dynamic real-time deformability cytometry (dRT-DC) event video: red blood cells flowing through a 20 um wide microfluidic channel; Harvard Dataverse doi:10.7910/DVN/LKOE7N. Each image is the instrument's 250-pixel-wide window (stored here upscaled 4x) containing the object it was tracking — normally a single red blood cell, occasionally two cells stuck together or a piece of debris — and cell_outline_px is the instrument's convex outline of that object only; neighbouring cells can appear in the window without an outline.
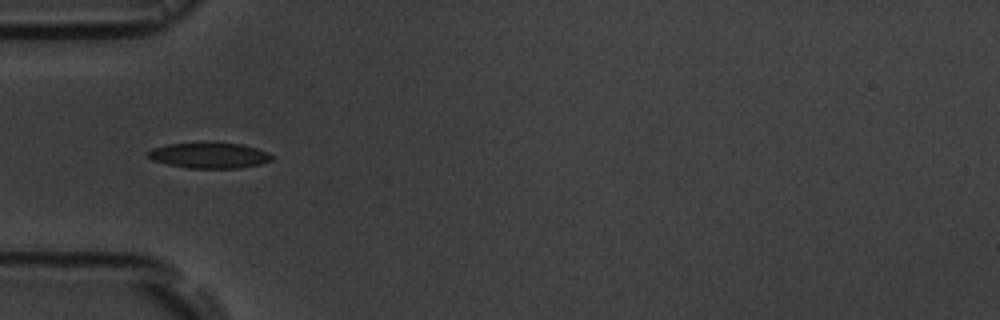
{"species": "common noctule bat (a hibernating species)", "species_latin": "Nyctalus noctula", "temperature_condition": "room temperature", "stored_images_in_passage": 7, "camera_frame_rate_fps": 3000, "um_per_image_px": 0.085, "animal": {"sex": "male", "body_mass_g": 19.5, "forearm_length_mm": 54.6}, "frame": {"image": 1, "passage_image": 4, "time_ms": 4.333, "image_size_px": [1000, 320], "cell_outline_px": [[272, 160], [260, 164], [240, 168], [188, 168], [168, 164], [152, 160], [148, 156], [148, 152], [152, 148], [168, 144], [240, 144], [256, 148], [268, 152], [272, 156]], "centroid_in_image_um": [17.8, 13.23], "position_along_channel_um": 67.2, "area_um2": 17.98}}
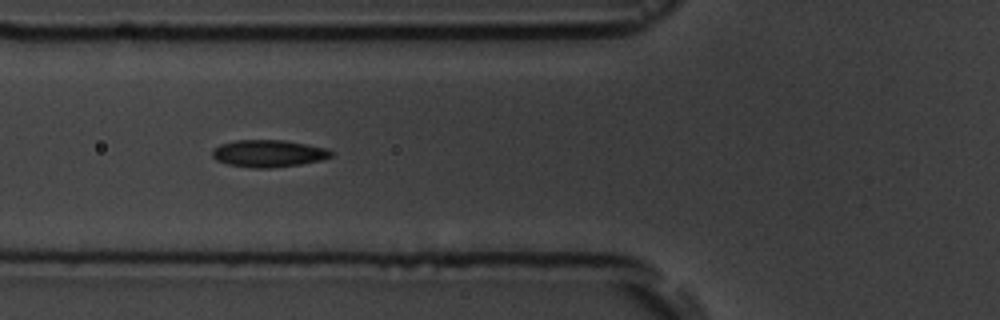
{"frame": {"image": 2, "passage_image": 5, "time_ms": 5.333, "image_size_px": [1000, 320], "cell_outline_px": [[332, 156], [320, 160], [300, 164], [272, 168], [252, 168], [228, 164], [216, 160], [212, 156], [212, 148], [220, 144], [232, 140], [284, 140], [328, 148], [332, 152]], "centroid_in_image_um": [22.79, 13.04], "position_along_channel_um": 103.0, "area_um2": 18.9}}
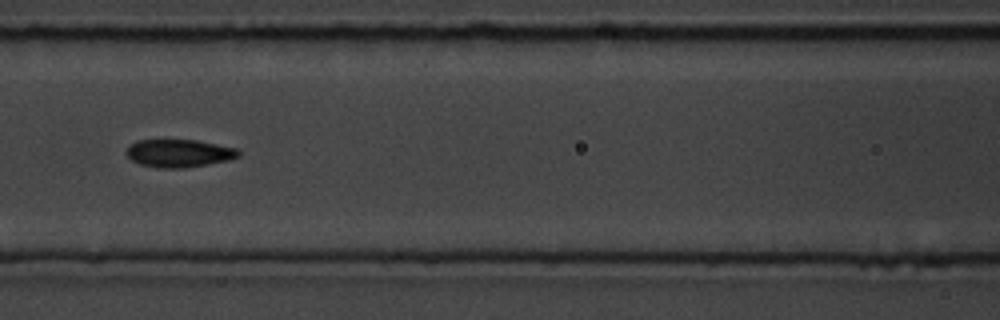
{"frame": {"image": 3, "passage_image": 6, "time_ms": 6.667, "image_size_px": [1000, 320], "cell_outline_px": [[240, 156], [228, 160], [208, 164], [184, 168], [156, 168], [140, 164], [132, 160], [124, 152], [136, 140], [196, 140], [236, 148], [240, 152]], "centroid_in_image_um": [15.2, 13.03], "position_along_channel_um": 151.4, "area_um2": 18.15}}